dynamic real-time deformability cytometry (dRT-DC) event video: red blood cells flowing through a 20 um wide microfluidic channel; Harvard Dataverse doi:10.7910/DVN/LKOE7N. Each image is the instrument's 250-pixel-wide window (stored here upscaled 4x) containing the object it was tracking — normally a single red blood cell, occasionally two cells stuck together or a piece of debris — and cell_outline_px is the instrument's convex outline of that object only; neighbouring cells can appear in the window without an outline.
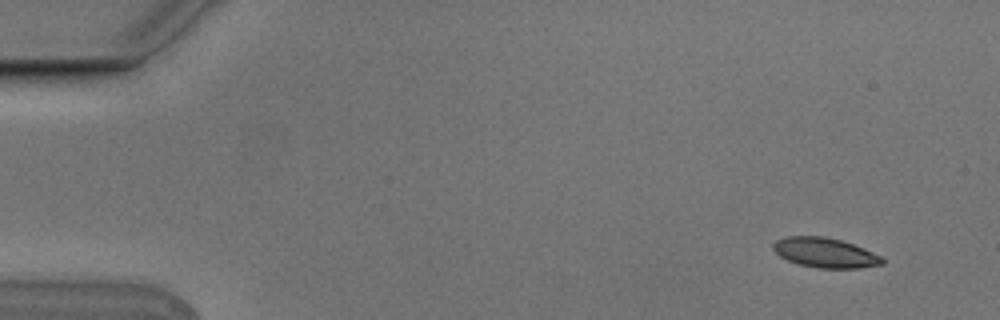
{"species": "Egyptian fruit bat (a non-hibernating species)", "species_latin": "Rousettus aegyptiacus", "temperature_condition": "cold", "stored_images_in_passage": 6, "camera_frame_rate_fps": 3000, "um_per_image_px": 0.085, "animal": {"sex": "male"}, "frame": {"image": 1, "passage_image": 2, "time_ms": 0.333, "image_size_px": [1000, 320], "cell_outline_px": [[884, 264], [860, 268], [816, 268], [800, 264], [788, 260], [780, 256], [772, 248], [772, 244], [776, 240], [788, 236], [824, 236], [840, 240], [864, 248], [880, 256], [884, 260]], "centroid_in_image_um": [70.13, 21.48], "position_along_channel_um": 14.9, "area_um2": 18.84}}
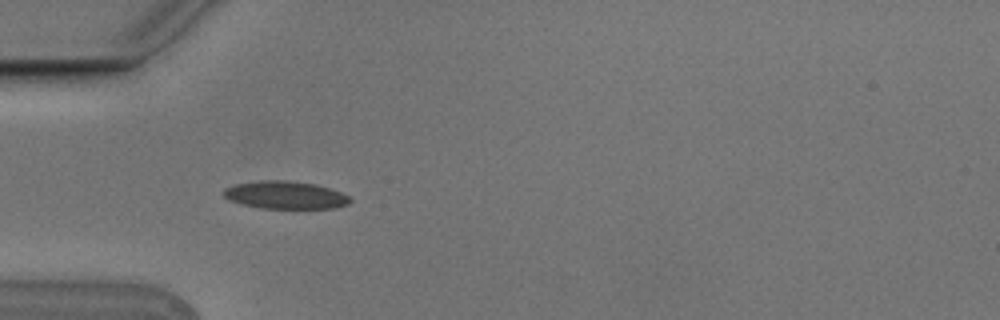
{"frame": {"image": 2, "passage_image": 5, "time_ms": 1.333, "image_size_px": [1000, 320], "cell_outline_px": [[352, 200], [348, 204], [336, 208], [260, 208], [228, 200], [220, 192], [224, 188], [232, 184], [260, 180], [288, 180], [316, 184], [340, 192], [348, 196]], "centroid_in_image_um": [24.2, 16.57], "position_along_channel_um": 60.8, "area_um2": 20.58}}